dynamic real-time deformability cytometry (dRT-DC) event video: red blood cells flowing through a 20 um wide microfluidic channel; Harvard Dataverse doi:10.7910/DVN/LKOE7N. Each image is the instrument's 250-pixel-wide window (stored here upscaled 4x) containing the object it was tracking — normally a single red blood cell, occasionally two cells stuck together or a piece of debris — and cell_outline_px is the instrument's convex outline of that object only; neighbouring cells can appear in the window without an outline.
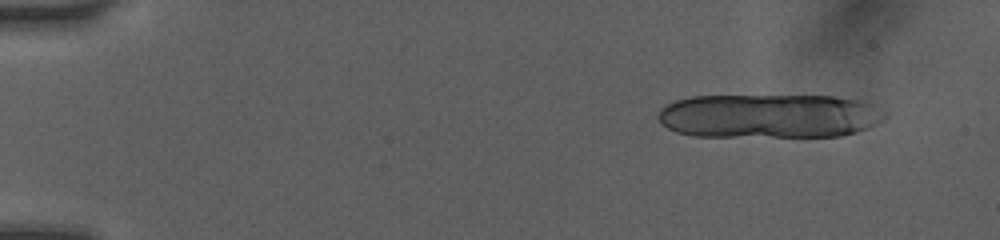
{"species": "human", "species_latin": "Homo sapiens", "temperature_condition": "room temperature", "stored_images_in_passage": 12, "camera_frame_rate_fps": 3000, "um_per_image_px": 0.085, "donor": {"sex": "female"}, "frame": {"image": 1, "passage_image": 2, "time_ms": 1.333, "image_size_px": [1000, 240], "cell_outline_px": [[888, 116], [876, 124], [868, 128], [856, 132], [840, 136], [692, 136], [676, 132], [668, 128], [656, 116], [660, 108], [664, 104], [676, 100], [692, 96], [832, 96], [860, 100], [872, 104], [884, 112]], "centroid_in_image_um": [65.36, 9.85], "position_along_channel_um": 19.6, "area_um2": 58.55}}
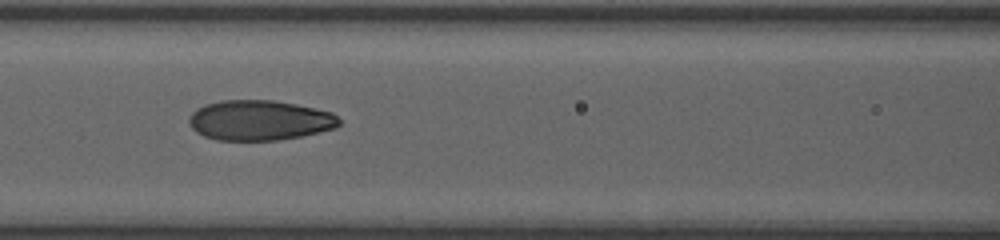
{"frame": {"image": 2, "passage_image": 8, "time_ms": 7.667, "image_size_px": [1000, 240], "cell_outline_px": [[340, 124], [336, 128], [320, 132], [300, 136], [276, 140], [216, 140], [204, 136], [196, 132], [188, 124], [188, 120], [192, 112], [196, 108], [204, 104], [220, 100], [272, 100], [296, 104], [316, 108], [332, 112], [340, 120]], "centroid_in_image_um": [22.04, 10.22], "position_along_channel_um": 144.6, "area_um2": 35.32}}
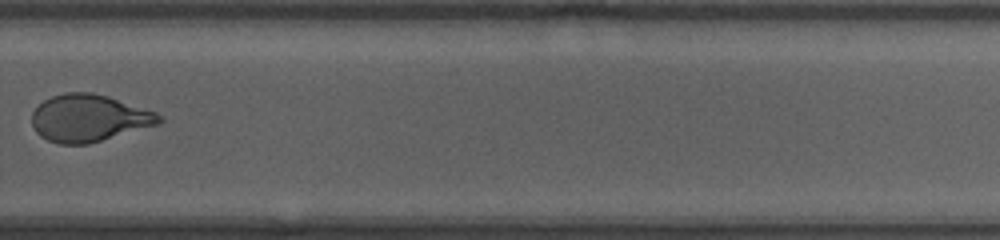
{"frame": {"image": 3, "passage_image": 12, "time_ms": 12.0, "image_size_px": [1000, 240], "cell_outline_px": [[164, 120], [160, 124], [88, 144], [60, 144], [48, 140], [40, 136], [36, 132], [32, 124], [32, 112], [44, 100], [52, 96], [64, 92], [92, 92], [108, 96], [156, 112], [164, 116]], "centroid_in_image_um": [7.58, 10.04], "position_along_channel_um": 322.2, "area_um2": 35.08}}